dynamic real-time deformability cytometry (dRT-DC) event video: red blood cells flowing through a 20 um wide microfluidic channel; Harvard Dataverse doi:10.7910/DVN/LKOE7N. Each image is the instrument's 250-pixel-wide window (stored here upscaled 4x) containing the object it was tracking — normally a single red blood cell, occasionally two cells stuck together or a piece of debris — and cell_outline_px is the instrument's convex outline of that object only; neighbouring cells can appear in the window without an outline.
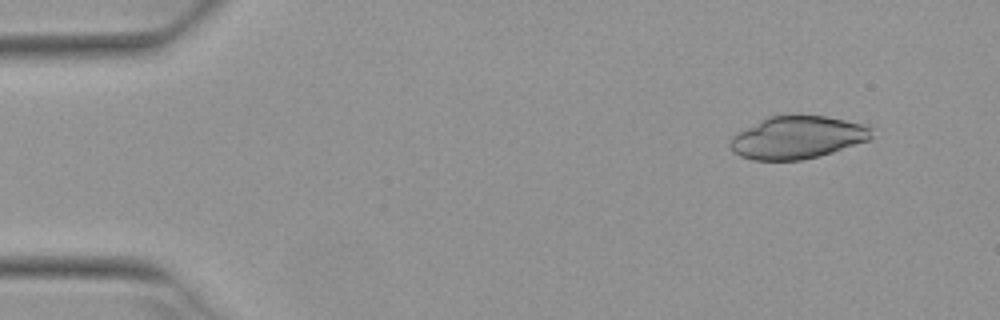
{"species": "Egyptian fruit bat (a non-hibernating species)", "species_latin": "Rousettus aegyptiacus", "temperature_condition": "warm", "stored_images_in_passage": 6, "camera_frame_rate_fps": 3000, "um_per_image_px": 0.085, "animal": {"sex": "female"}, "frame": {"image": 1, "passage_image": 2, "time_ms": 0.333, "image_size_px": [1000, 320], "cell_outline_px": [[872, 140], [820, 156], [800, 160], [752, 160], [740, 156], [732, 152], [728, 144], [732, 136], [736, 132], [768, 116], [792, 112], [828, 116], [864, 124], [872, 128]], "centroid_in_image_um": [67.77, 11.65], "position_along_channel_um": 17.2, "area_um2": 36.3}}